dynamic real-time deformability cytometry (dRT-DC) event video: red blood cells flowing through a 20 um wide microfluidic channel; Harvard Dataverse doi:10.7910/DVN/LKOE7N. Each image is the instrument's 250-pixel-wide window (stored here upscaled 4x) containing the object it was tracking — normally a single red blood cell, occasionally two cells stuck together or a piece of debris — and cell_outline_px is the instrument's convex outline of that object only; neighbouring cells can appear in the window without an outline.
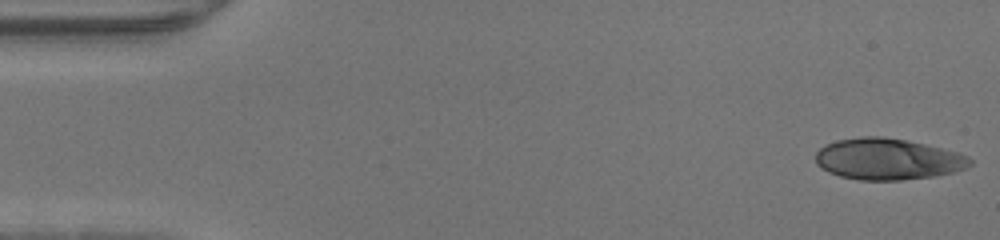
{"species": "human", "species_latin": "Homo sapiens", "temperature_condition": "warm", "stored_images_in_passage": 46, "camera_frame_rate_fps": 3000, "um_per_image_px": 0.085, "donor": {"sex": "male"}, "frame": {"image": 1, "passage_image": 1, "time_ms": 0.0, "image_size_px": [1000, 240], "cell_outline_px": [[972, 164], [964, 168], [952, 172], [932, 176], [900, 180], [860, 180], [840, 176], [828, 172], [820, 168], [816, 164], [816, 152], [820, 148], [836, 140], [860, 136], [880, 136], [904, 140], [924, 144], [956, 152], [968, 156], [972, 160]], "centroid_in_image_um": [75.41, 13.52], "position_along_channel_um": 9.6, "area_um2": 36.93}}
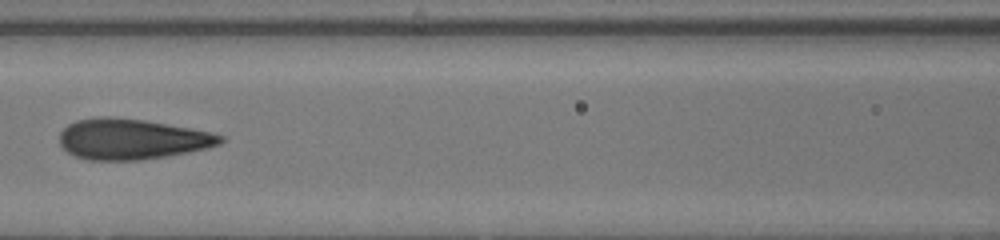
{"frame": {"image": 2, "passage_image": 20, "time_ms": 6.333, "image_size_px": [1000, 240], "cell_outline_px": [[224, 140], [220, 144], [208, 148], [188, 152], [140, 160], [88, 160], [76, 156], [68, 152], [60, 144], [60, 132], [68, 124], [76, 120], [104, 116], [108, 116], [144, 120], [192, 128], [224, 136]], "centroid_in_image_um": [11.2, 11.82], "position_along_channel_um": 155.4, "area_um2": 37.92}}
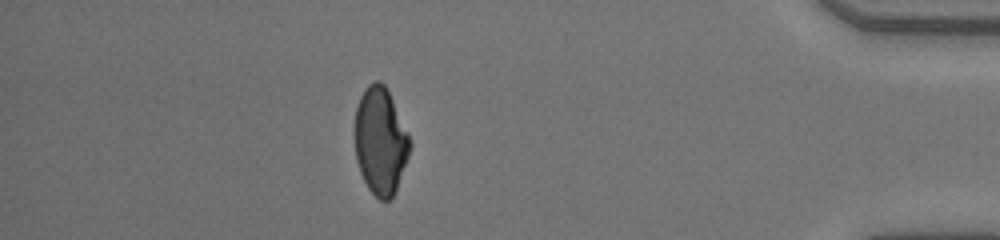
{"frame": {"image": 3, "passage_image": 40, "time_ms": 13.0, "image_size_px": [1000, 240], "cell_outline_px": [[412, 144], [408, 156], [396, 188], [392, 196], [388, 200], [380, 200], [368, 188], [360, 172], [356, 160], [352, 136], [352, 132], [356, 108], [360, 96], [364, 88], [368, 84], [376, 80], [380, 80], [384, 84], [412, 140]], "centroid_in_image_um": [32.29, 11.95], "position_along_channel_um": 402.9, "area_um2": 34.74}}